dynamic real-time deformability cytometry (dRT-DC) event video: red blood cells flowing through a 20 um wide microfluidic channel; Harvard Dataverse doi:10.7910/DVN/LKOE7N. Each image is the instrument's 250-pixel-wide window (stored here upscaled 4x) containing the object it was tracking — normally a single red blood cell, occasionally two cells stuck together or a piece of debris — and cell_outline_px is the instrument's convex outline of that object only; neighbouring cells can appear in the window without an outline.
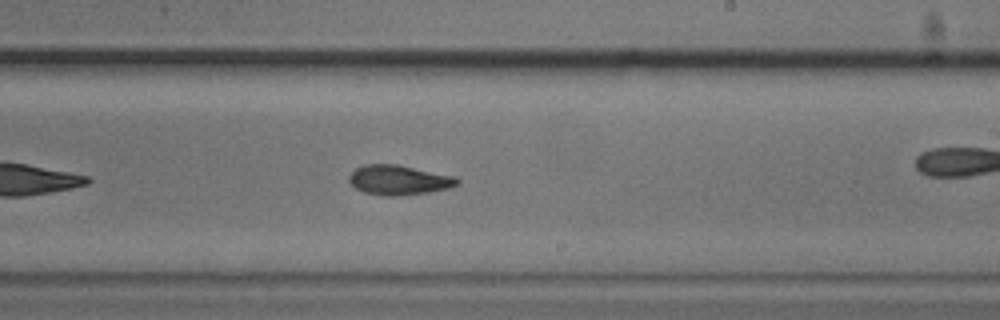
{"species": "common noctule bat (a hibernating species)", "species_latin": "Nyctalus noctula", "temperature_condition": "cold", "stored_images_in_passage": 42, "camera_frame_rate_fps": 3000, "um_per_image_px": 0.085, "animal": {"sex": "male", "body_mass_g": 20.5, "forearm_length_mm": 52.5}, "frame": {"image": 1, "passage_image": 19, "time_ms": 6.0, "image_size_px": [1000, 320], "cell_outline_px": [[460, 184], [448, 188], [428, 192], [396, 196], [388, 196], [364, 192], [356, 188], [348, 180], [348, 176], [356, 168], [364, 164], [396, 164], [456, 176], [460, 180]], "centroid_in_image_um": [33.92, 15.29], "position_along_channel_um": 255.1, "area_um2": 18.73}, "authors_computed_cell_mechanics": {"area_um2": 18.3226, "velocity_mm_per_s": 3.7521, "shape_relaxation_time_tau1_ms": 3.505, "shape_relaxation_time_tau2_ms": 4.8011, "deformation_change_tau1": 0.1277, "deformation_change_tau2": 0.1207}}